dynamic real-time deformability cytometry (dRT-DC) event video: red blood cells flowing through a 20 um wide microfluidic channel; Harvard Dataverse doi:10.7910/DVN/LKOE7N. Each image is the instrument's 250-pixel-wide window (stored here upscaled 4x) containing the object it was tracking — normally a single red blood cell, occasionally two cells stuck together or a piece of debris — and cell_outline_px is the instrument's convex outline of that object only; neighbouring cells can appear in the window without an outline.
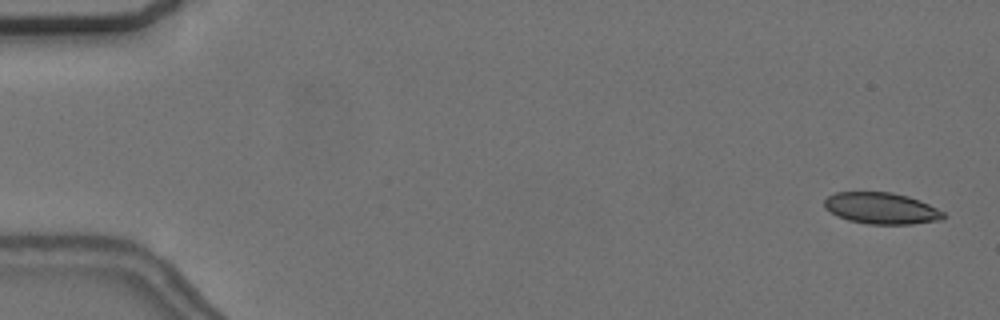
{"species": "common noctule bat (a hibernating species)", "species_latin": "Nyctalus noctula", "temperature_condition": "cold", "stored_images_in_passage": 57, "segment_of_instrument_passage": [1, 2], "camera_frame_rate_fps": 3000, "um_per_image_px": 0.085, "animal": {"sex": "female", "body_mass_g": 24.6, "forearm_length_mm": 56.2}, "frame": {"image": 1, "passage_image": 2, "time_ms": 0.333, "image_size_px": [1000, 320], "cell_outline_px": [[944, 216], [940, 220], [912, 224], [868, 224], [848, 220], [824, 208], [824, 200], [828, 196], [836, 192], [892, 192], [908, 196], [920, 200], [944, 212]], "centroid_in_image_um": [74.91, 17.7], "position_along_channel_um": 10.1, "area_um2": 21.68}}
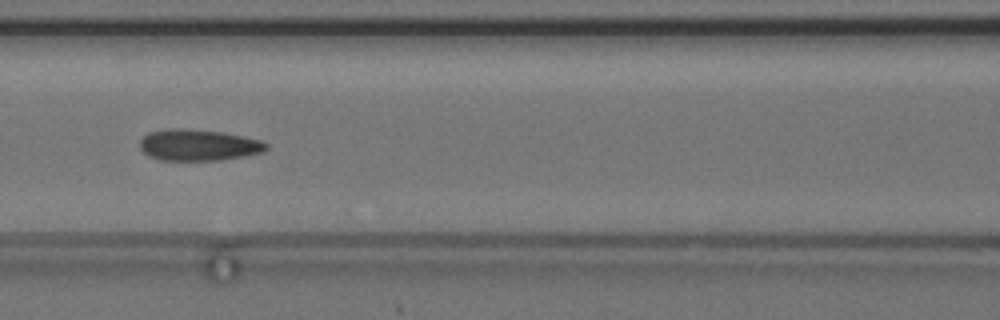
{"frame": {"image": 2, "passage_image": 25, "time_ms": 8.0, "image_size_px": [1000, 320], "cell_outline_px": [[268, 148], [264, 152], [244, 156], [220, 160], [160, 160], [148, 156], [140, 148], [140, 140], [148, 132], [172, 128], [184, 128], [224, 132], [260, 140], [268, 144]], "centroid_in_image_um": [16.87, 12.32], "position_along_channel_um": 149.7, "area_um2": 23.18}}
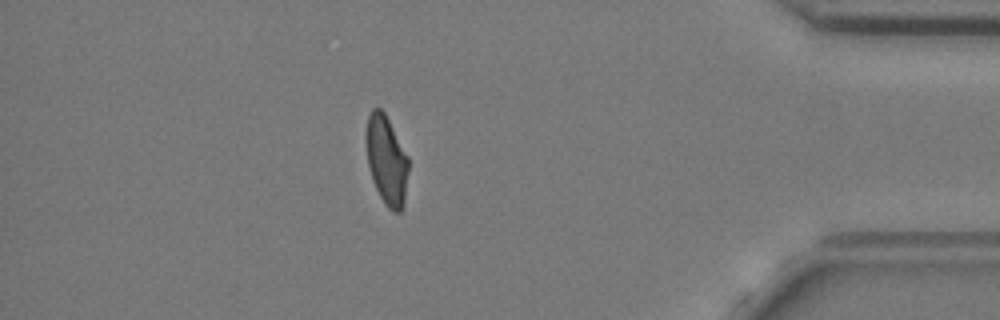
{"frame": {"image": 3, "passage_image": 49, "time_ms": 16.0, "image_size_px": [1000, 320], "cell_outline_px": [[408, 172], [404, 204], [400, 212], [392, 212], [384, 204], [372, 180], [368, 164], [364, 140], [364, 136], [368, 116], [372, 108], [380, 108], [384, 112], [408, 156]], "centroid_in_image_um": [32.83, 13.61], "position_along_channel_um": 402.4, "area_um2": 22.2}}